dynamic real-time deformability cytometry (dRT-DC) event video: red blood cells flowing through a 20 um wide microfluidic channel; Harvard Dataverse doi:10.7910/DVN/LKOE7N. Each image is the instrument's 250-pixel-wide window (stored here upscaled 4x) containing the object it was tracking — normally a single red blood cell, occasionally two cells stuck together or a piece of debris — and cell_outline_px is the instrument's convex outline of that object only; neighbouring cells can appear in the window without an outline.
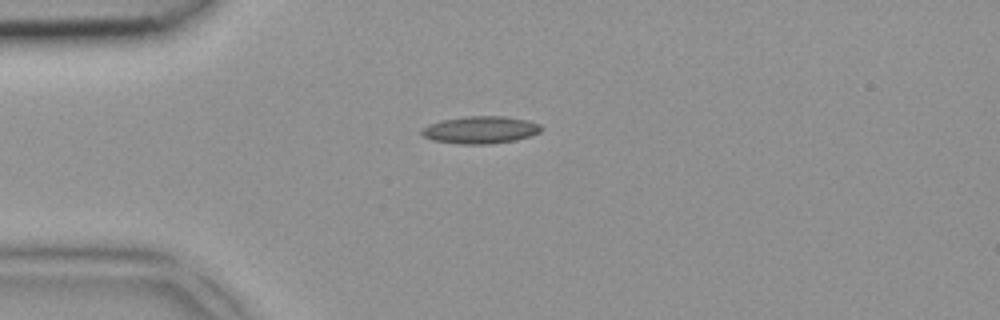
{"species": "common noctule bat (a hibernating species)", "species_latin": "Nyctalus noctula", "temperature_condition": "room temperature", "stored_images_in_passage": 1, "camera_frame_rate_fps": 3000, "um_per_image_px": 0.085, "animal": {"sex": "female", "body_mass_g": 18.4}, "frame": {"image": 1, "passage_image": 1, "time_ms": 0.0, "image_size_px": [1000, 320], "cell_outline_px": [[544, 128], [540, 132], [516, 140], [488, 144], [460, 144], [432, 140], [424, 136], [420, 132], [420, 128], [428, 124], [440, 120], [464, 116], [504, 116], [528, 120], [540, 124]], "centroid_in_image_um": [40.81, 11.03], "position_along_channel_um": 44.2, "area_um2": 19.25}}